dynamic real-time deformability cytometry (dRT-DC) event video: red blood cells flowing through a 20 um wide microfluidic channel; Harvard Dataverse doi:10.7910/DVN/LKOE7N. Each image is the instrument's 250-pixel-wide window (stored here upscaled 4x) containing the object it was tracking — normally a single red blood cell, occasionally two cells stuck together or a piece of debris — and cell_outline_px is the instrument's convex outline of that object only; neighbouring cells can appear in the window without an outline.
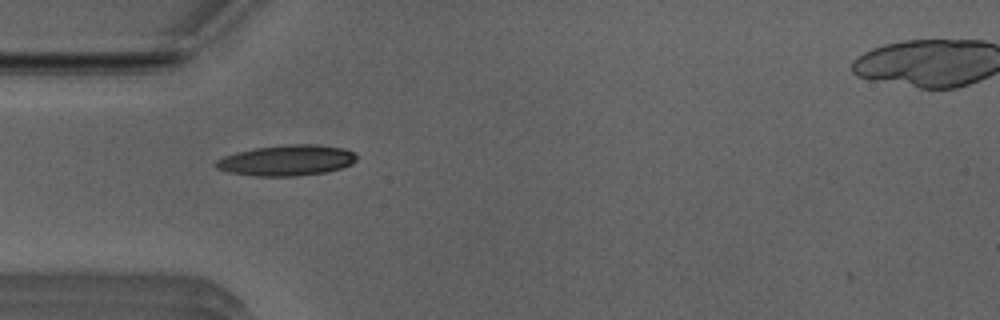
{"species": "Egyptian fruit bat (a non-hibernating species)", "species_latin": "Rousettus aegyptiacus", "temperature_condition": "room temperature", "stored_images_in_passage": 23, "camera_frame_rate_fps": 3000, "um_per_image_px": 0.085, "animal": {"sex": "male"}, "frame": {"image": 1, "passage_image": 2, "time_ms": 0.333, "image_size_px": [1000, 320], "cell_outline_px": [[356, 160], [352, 164], [340, 168], [324, 172], [296, 176], [252, 176], [228, 172], [216, 168], [212, 164], [216, 160], [224, 156], [236, 152], [256, 148], [288, 144], [316, 144], [340, 148], [356, 152]], "centroid_in_image_um": [24.33, 13.63], "position_along_channel_um": 60.7, "area_um2": 25.2}}
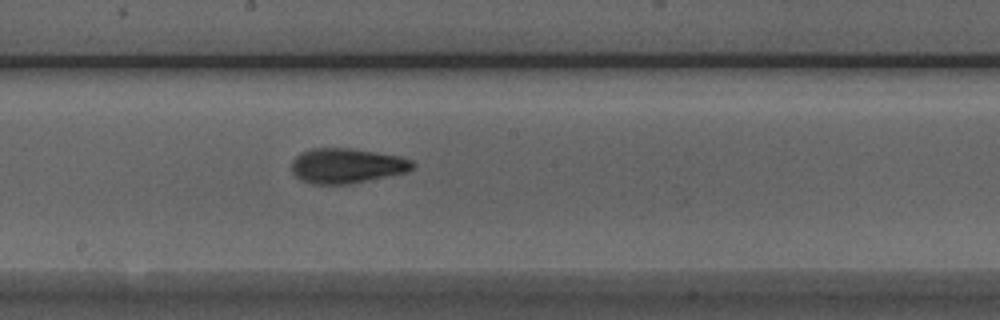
{"frame": {"image": 2, "passage_image": 14, "time_ms": 4.333, "image_size_px": [1000, 320], "cell_outline_px": [[416, 164], [408, 172], [348, 184], [312, 184], [300, 180], [292, 172], [292, 160], [300, 152], [312, 148], [352, 148], [400, 156], [412, 160]], "centroid_in_image_um": [29.47, 14.08], "position_along_channel_um": 218.7, "area_um2": 24.8}}
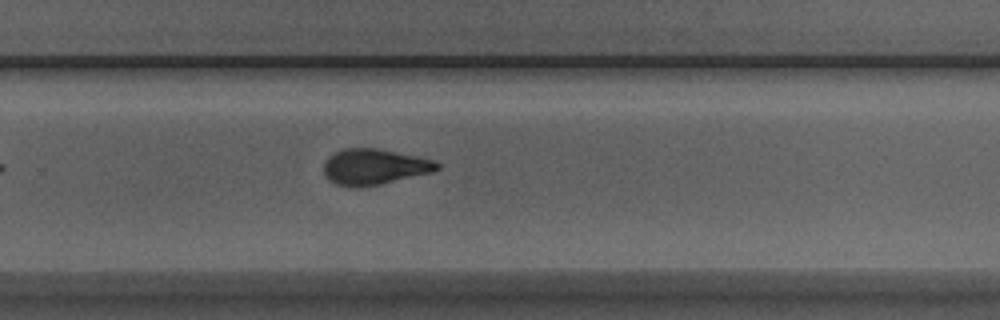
{"frame": {"image": 3, "passage_image": 20, "time_ms": 6.333, "image_size_px": [1000, 320], "cell_outline_px": [[440, 168], [432, 172], [380, 184], [356, 188], [336, 184], [328, 180], [324, 172], [324, 160], [332, 152], [344, 148], [376, 148], [416, 156], [432, 160], [440, 164]], "centroid_in_image_um": [31.76, 14.17], "position_along_channel_um": 298.0, "area_um2": 23.64}}